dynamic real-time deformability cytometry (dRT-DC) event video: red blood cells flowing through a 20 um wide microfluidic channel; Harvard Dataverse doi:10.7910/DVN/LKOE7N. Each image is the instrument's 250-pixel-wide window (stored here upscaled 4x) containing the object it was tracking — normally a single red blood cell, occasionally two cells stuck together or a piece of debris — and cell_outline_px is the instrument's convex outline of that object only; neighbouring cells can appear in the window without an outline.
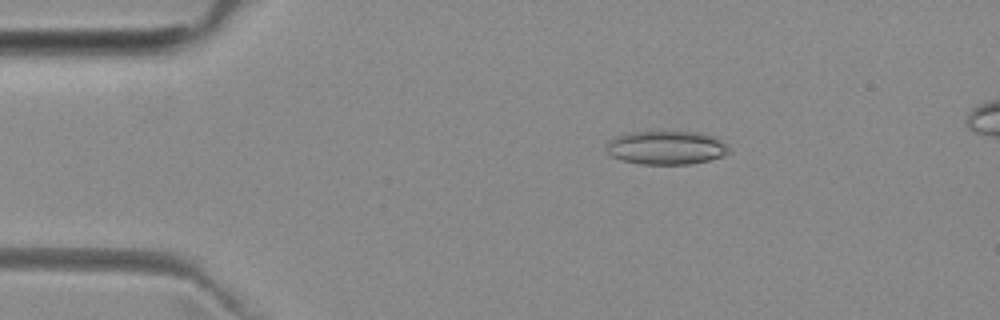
{"species": "common noctule bat (a hibernating species)", "species_latin": "Nyctalus noctula", "temperature_condition": "room temperature", "stored_images_in_passage": 5, "camera_frame_rate_fps": 3000, "um_per_image_px": 0.085, "animal": {"sex": "female", "body_mass_g": 29.2, "forearm_length_mm": 56.3}, "frame": {"image": 1, "passage_image": 3, "time_ms": 2.333, "image_size_px": [1000, 320], "cell_outline_px": [[728, 152], [720, 156], [708, 160], [688, 164], [640, 164], [624, 160], [612, 156], [604, 148], [608, 140], [616, 136], [632, 132], [704, 132], [716, 136], [728, 148]], "centroid_in_image_um": [56.6, 12.54], "position_along_channel_um": 28.4, "area_um2": 23.87}}